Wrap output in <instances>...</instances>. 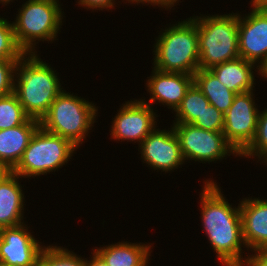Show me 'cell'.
Returning <instances> with one entry per match:
<instances>
[{
    "label": "cell",
    "instance_id": "obj_1",
    "mask_svg": "<svg viewBox=\"0 0 267 266\" xmlns=\"http://www.w3.org/2000/svg\"><path fill=\"white\" fill-rule=\"evenodd\" d=\"M201 197V222L218 261L224 266H246L240 207L232 208L213 180H205ZM243 245V246H242ZM244 259V260H243Z\"/></svg>",
    "mask_w": 267,
    "mask_h": 266
},
{
    "label": "cell",
    "instance_id": "obj_2",
    "mask_svg": "<svg viewBox=\"0 0 267 266\" xmlns=\"http://www.w3.org/2000/svg\"><path fill=\"white\" fill-rule=\"evenodd\" d=\"M57 74L36 53L25 54L18 61L14 93L29 118L41 121L63 91Z\"/></svg>",
    "mask_w": 267,
    "mask_h": 266
},
{
    "label": "cell",
    "instance_id": "obj_3",
    "mask_svg": "<svg viewBox=\"0 0 267 266\" xmlns=\"http://www.w3.org/2000/svg\"><path fill=\"white\" fill-rule=\"evenodd\" d=\"M155 40L153 68L194 75L199 69L198 30L190 17L168 26Z\"/></svg>",
    "mask_w": 267,
    "mask_h": 266
},
{
    "label": "cell",
    "instance_id": "obj_4",
    "mask_svg": "<svg viewBox=\"0 0 267 266\" xmlns=\"http://www.w3.org/2000/svg\"><path fill=\"white\" fill-rule=\"evenodd\" d=\"M198 30L199 69L240 57L238 13L192 17Z\"/></svg>",
    "mask_w": 267,
    "mask_h": 266
},
{
    "label": "cell",
    "instance_id": "obj_5",
    "mask_svg": "<svg viewBox=\"0 0 267 266\" xmlns=\"http://www.w3.org/2000/svg\"><path fill=\"white\" fill-rule=\"evenodd\" d=\"M94 103L63 90L41 119L40 127L69 140L79 148L96 122Z\"/></svg>",
    "mask_w": 267,
    "mask_h": 266
},
{
    "label": "cell",
    "instance_id": "obj_6",
    "mask_svg": "<svg viewBox=\"0 0 267 266\" xmlns=\"http://www.w3.org/2000/svg\"><path fill=\"white\" fill-rule=\"evenodd\" d=\"M59 3V0H27L19 8L12 24L16 41L26 54L37 53L36 40L48 43L58 40L56 37L65 17Z\"/></svg>",
    "mask_w": 267,
    "mask_h": 266
},
{
    "label": "cell",
    "instance_id": "obj_7",
    "mask_svg": "<svg viewBox=\"0 0 267 266\" xmlns=\"http://www.w3.org/2000/svg\"><path fill=\"white\" fill-rule=\"evenodd\" d=\"M76 148L69 140L39 127L13 173L21 178L46 175L58 170L72 159Z\"/></svg>",
    "mask_w": 267,
    "mask_h": 266
},
{
    "label": "cell",
    "instance_id": "obj_8",
    "mask_svg": "<svg viewBox=\"0 0 267 266\" xmlns=\"http://www.w3.org/2000/svg\"><path fill=\"white\" fill-rule=\"evenodd\" d=\"M173 130L185 160L210 163L222 160L227 155H240L223 132H213L186 123H173Z\"/></svg>",
    "mask_w": 267,
    "mask_h": 266
},
{
    "label": "cell",
    "instance_id": "obj_9",
    "mask_svg": "<svg viewBox=\"0 0 267 266\" xmlns=\"http://www.w3.org/2000/svg\"><path fill=\"white\" fill-rule=\"evenodd\" d=\"M253 90L236 94L224 114L223 134L240 154L253 140L260 110L255 105Z\"/></svg>",
    "mask_w": 267,
    "mask_h": 266
},
{
    "label": "cell",
    "instance_id": "obj_10",
    "mask_svg": "<svg viewBox=\"0 0 267 266\" xmlns=\"http://www.w3.org/2000/svg\"><path fill=\"white\" fill-rule=\"evenodd\" d=\"M114 117L110 135L121 142L127 140L141 143L157 127V114L152 106L141 99L122 104Z\"/></svg>",
    "mask_w": 267,
    "mask_h": 266
},
{
    "label": "cell",
    "instance_id": "obj_11",
    "mask_svg": "<svg viewBox=\"0 0 267 266\" xmlns=\"http://www.w3.org/2000/svg\"><path fill=\"white\" fill-rule=\"evenodd\" d=\"M239 55L259 68L267 60V10L252 8L251 13L238 14Z\"/></svg>",
    "mask_w": 267,
    "mask_h": 266
},
{
    "label": "cell",
    "instance_id": "obj_12",
    "mask_svg": "<svg viewBox=\"0 0 267 266\" xmlns=\"http://www.w3.org/2000/svg\"><path fill=\"white\" fill-rule=\"evenodd\" d=\"M141 159L154 170L163 172L178 169L185 162L179 140L170 130L154 129L140 144ZM145 161V162H144Z\"/></svg>",
    "mask_w": 267,
    "mask_h": 266
},
{
    "label": "cell",
    "instance_id": "obj_13",
    "mask_svg": "<svg viewBox=\"0 0 267 266\" xmlns=\"http://www.w3.org/2000/svg\"><path fill=\"white\" fill-rule=\"evenodd\" d=\"M25 224L0 229V264L37 266L45 246L28 231Z\"/></svg>",
    "mask_w": 267,
    "mask_h": 266
},
{
    "label": "cell",
    "instance_id": "obj_14",
    "mask_svg": "<svg viewBox=\"0 0 267 266\" xmlns=\"http://www.w3.org/2000/svg\"><path fill=\"white\" fill-rule=\"evenodd\" d=\"M146 87L150 98L146 104L152 106L153 102L167 105L168 109L176 111L185 97L187 90L194 83V75L184 73L162 72L153 68L152 75L148 77ZM150 102V103H149Z\"/></svg>",
    "mask_w": 267,
    "mask_h": 266
},
{
    "label": "cell",
    "instance_id": "obj_15",
    "mask_svg": "<svg viewBox=\"0 0 267 266\" xmlns=\"http://www.w3.org/2000/svg\"><path fill=\"white\" fill-rule=\"evenodd\" d=\"M243 240L247 250L267 247V200L252 197L240 201Z\"/></svg>",
    "mask_w": 267,
    "mask_h": 266
},
{
    "label": "cell",
    "instance_id": "obj_16",
    "mask_svg": "<svg viewBox=\"0 0 267 266\" xmlns=\"http://www.w3.org/2000/svg\"><path fill=\"white\" fill-rule=\"evenodd\" d=\"M39 127L40 121L29 118L24 124L0 130V162L13 170Z\"/></svg>",
    "mask_w": 267,
    "mask_h": 266
},
{
    "label": "cell",
    "instance_id": "obj_17",
    "mask_svg": "<svg viewBox=\"0 0 267 266\" xmlns=\"http://www.w3.org/2000/svg\"><path fill=\"white\" fill-rule=\"evenodd\" d=\"M20 178L12 173L0 184V229L24 224L25 198Z\"/></svg>",
    "mask_w": 267,
    "mask_h": 266
},
{
    "label": "cell",
    "instance_id": "obj_18",
    "mask_svg": "<svg viewBox=\"0 0 267 266\" xmlns=\"http://www.w3.org/2000/svg\"><path fill=\"white\" fill-rule=\"evenodd\" d=\"M256 64L242 57L218 64L209 69L218 80L236 94L254 90Z\"/></svg>",
    "mask_w": 267,
    "mask_h": 266
},
{
    "label": "cell",
    "instance_id": "obj_19",
    "mask_svg": "<svg viewBox=\"0 0 267 266\" xmlns=\"http://www.w3.org/2000/svg\"><path fill=\"white\" fill-rule=\"evenodd\" d=\"M118 242L94 250L109 266H147L151 256V245Z\"/></svg>",
    "mask_w": 267,
    "mask_h": 266
},
{
    "label": "cell",
    "instance_id": "obj_20",
    "mask_svg": "<svg viewBox=\"0 0 267 266\" xmlns=\"http://www.w3.org/2000/svg\"><path fill=\"white\" fill-rule=\"evenodd\" d=\"M194 83L202 91L211 105L223 114L228 111L236 93L222 84L209 69H198L194 73Z\"/></svg>",
    "mask_w": 267,
    "mask_h": 266
},
{
    "label": "cell",
    "instance_id": "obj_21",
    "mask_svg": "<svg viewBox=\"0 0 267 266\" xmlns=\"http://www.w3.org/2000/svg\"><path fill=\"white\" fill-rule=\"evenodd\" d=\"M209 104L202 91L193 83L187 90L180 106L175 111L176 118L174 123L191 124Z\"/></svg>",
    "mask_w": 267,
    "mask_h": 266
},
{
    "label": "cell",
    "instance_id": "obj_22",
    "mask_svg": "<svg viewBox=\"0 0 267 266\" xmlns=\"http://www.w3.org/2000/svg\"><path fill=\"white\" fill-rule=\"evenodd\" d=\"M28 119L29 117L14 92L0 97V130L24 124Z\"/></svg>",
    "mask_w": 267,
    "mask_h": 266
},
{
    "label": "cell",
    "instance_id": "obj_23",
    "mask_svg": "<svg viewBox=\"0 0 267 266\" xmlns=\"http://www.w3.org/2000/svg\"><path fill=\"white\" fill-rule=\"evenodd\" d=\"M37 266H85V259L61 246H45Z\"/></svg>",
    "mask_w": 267,
    "mask_h": 266
},
{
    "label": "cell",
    "instance_id": "obj_24",
    "mask_svg": "<svg viewBox=\"0 0 267 266\" xmlns=\"http://www.w3.org/2000/svg\"><path fill=\"white\" fill-rule=\"evenodd\" d=\"M25 54L16 41L12 22L0 17V60L19 61Z\"/></svg>",
    "mask_w": 267,
    "mask_h": 266
},
{
    "label": "cell",
    "instance_id": "obj_25",
    "mask_svg": "<svg viewBox=\"0 0 267 266\" xmlns=\"http://www.w3.org/2000/svg\"><path fill=\"white\" fill-rule=\"evenodd\" d=\"M240 157L258 158V161L267 157V109L259 113L256 133L251 143L240 153Z\"/></svg>",
    "mask_w": 267,
    "mask_h": 266
},
{
    "label": "cell",
    "instance_id": "obj_26",
    "mask_svg": "<svg viewBox=\"0 0 267 266\" xmlns=\"http://www.w3.org/2000/svg\"><path fill=\"white\" fill-rule=\"evenodd\" d=\"M191 124L201 129L213 132H223L224 114L216 107L209 104L205 107V110L201 115L197 116Z\"/></svg>",
    "mask_w": 267,
    "mask_h": 266
},
{
    "label": "cell",
    "instance_id": "obj_27",
    "mask_svg": "<svg viewBox=\"0 0 267 266\" xmlns=\"http://www.w3.org/2000/svg\"><path fill=\"white\" fill-rule=\"evenodd\" d=\"M17 64L16 60H0V97L14 92Z\"/></svg>",
    "mask_w": 267,
    "mask_h": 266
},
{
    "label": "cell",
    "instance_id": "obj_28",
    "mask_svg": "<svg viewBox=\"0 0 267 266\" xmlns=\"http://www.w3.org/2000/svg\"><path fill=\"white\" fill-rule=\"evenodd\" d=\"M129 1V0H126ZM78 5L84 6L87 10H103V9H113L115 6V0H78Z\"/></svg>",
    "mask_w": 267,
    "mask_h": 266
},
{
    "label": "cell",
    "instance_id": "obj_29",
    "mask_svg": "<svg viewBox=\"0 0 267 266\" xmlns=\"http://www.w3.org/2000/svg\"><path fill=\"white\" fill-rule=\"evenodd\" d=\"M254 254L248 255L246 266H267V247L253 250Z\"/></svg>",
    "mask_w": 267,
    "mask_h": 266
},
{
    "label": "cell",
    "instance_id": "obj_30",
    "mask_svg": "<svg viewBox=\"0 0 267 266\" xmlns=\"http://www.w3.org/2000/svg\"><path fill=\"white\" fill-rule=\"evenodd\" d=\"M178 3L179 0H129L128 3H133V4H139V3H142V4H145V3H148L147 5H152V6H158V7H165V9L169 8L171 9V7L175 6V3Z\"/></svg>",
    "mask_w": 267,
    "mask_h": 266
},
{
    "label": "cell",
    "instance_id": "obj_31",
    "mask_svg": "<svg viewBox=\"0 0 267 266\" xmlns=\"http://www.w3.org/2000/svg\"><path fill=\"white\" fill-rule=\"evenodd\" d=\"M91 254L93 256L90 260L85 258V266H109L94 250Z\"/></svg>",
    "mask_w": 267,
    "mask_h": 266
},
{
    "label": "cell",
    "instance_id": "obj_32",
    "mask_svg": "<svg viewBox=\"0 0 267 266\" xmlns=\"http://www.w3.org/2000/svg\"><path fill=\"white\" fill-rule=\"evenodd\" d=\"M13 173V170L0 162V184Z\"/></svg>",
    "mask_w": 267,
    "mask_h": 266
},
{
    "label": "cell",
    "instance_id": "obj_33",
    "mask_svg": "<svg viewBox=\"0 0 267 266\" xmlns=\"http://www.w3.org/2000/svg\"><path fill=\"white\" fill-rule=\"evenodd\" d=\"M251 6L267 10V0H251Z\"/></svg>",
    "mask_w": 267,
    "mask_h": 266
},
{
    "label": "cell",
    "instance_id": "obj_34",
    "mask_svg": "<svg viewBox=\"0 0 267 266\" xmlns=\"http://www.w3.org/2000/svg\"><path fill=\"white\" fill-rule=\"evenodd\" d=\"M259 75L267 79V60L259 68Z\"/></svg>",
    "mask_w": 267,
    "mask_h": 266
},
{
    "label": "cell",
    "instance_id": "obj_35",
    "mask_svg": "<svg viewBox=\"0 0 267 266\" xmlns=\"http://www.w3.org/2000/svg\"><path fill=\"white\" fill-rule=\"evenodd\" d=\"M10 1L13 2L14 0H3V6L9 4Z\"/></svg>",
    "mask_w": 267,
    "mask_h": 266
},
{
    "label": "cell",
    "instance_id": "obj_36",
    "mask_svg": "<svg viewBox=\"0 0 267 266\" xmlns=\"http://www.w3.org/2000/svg\"><path fill=\"white\" fill-rule=\"evenodd\" d=\"M262 163H265L266 164V166H267V157L263 160V161H261Z\"/></svg>",
    "mask_w": 267,
    "mask_h": 266
},
{
    "label": "cell",
    "instance_id": "obj_37",
    "mask_svg": "<svg viewBox=\"0 0 267 266\" xmlns=\"http://www.w3.org/2000/svg\"><path fill=\"white\" fill-rule=\"evenodd\" d=\"M0 266H15V265L0 264Z\"/></svg>",
    "mask_w": 267,
    "mask_h": 266
}]
</instances>
